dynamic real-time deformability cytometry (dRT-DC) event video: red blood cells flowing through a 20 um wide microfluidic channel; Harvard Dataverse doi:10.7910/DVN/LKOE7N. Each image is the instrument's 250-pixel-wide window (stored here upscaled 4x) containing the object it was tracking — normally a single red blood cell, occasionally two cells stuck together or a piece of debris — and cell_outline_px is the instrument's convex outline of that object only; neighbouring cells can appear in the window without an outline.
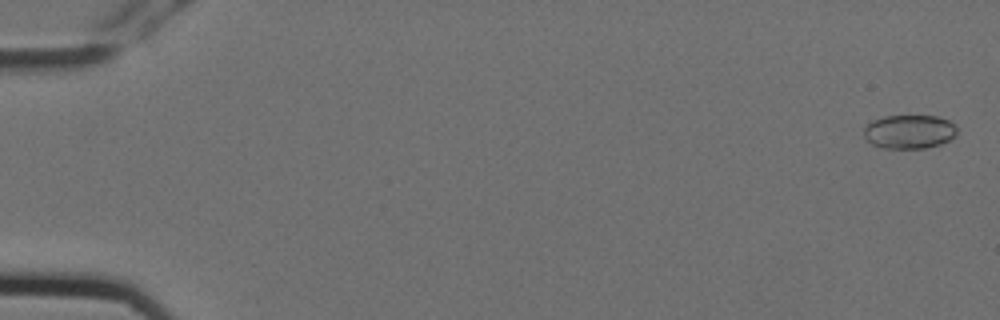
{"species": "Egyptian fruit bat (a non-hibernating species)", "species_latin": "Rousettus aegyptiacus", "temperature_condition": "cold", "stored_images_in_passage": 6, "camera_frame_rate_fps": 3000, "um_per_image_px": 0.085, "animal": {"sex": "female"}, "frame": {"image": 1, "passage_image": 1, "time_ms": 0.0, "image_size_px": [1000, 320], "cell_outline_px": [[956, 132], [948, 140], [940, 144], [924, 148], [884, 148], [872, 144], [864, 136], [864, 128], [872, 120], [884, 116], [936, 116], [948, 120], [956, 128]], "centroid_in_image_um": [77.25, 11.19], "position_along_channel_um": 7.8, "area_um2": 18.09}}
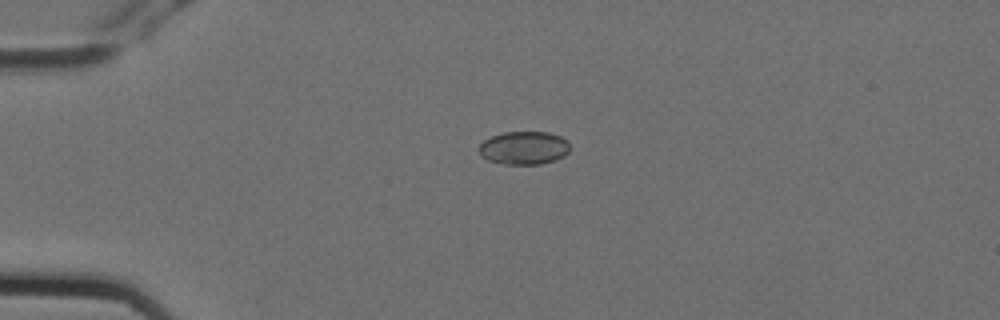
{"frame": {"image": 2, "passage_image": 4, "time_ms": 1.0, "image_size_px": [1000, 320], "cell_outline_px": [[568, 152], [564, 156], [556, 160], [540, 164], [504, 164], [488, 160], [480, 156], [480, 144], [484, 140], [492, 136], [504, 132], [548, 132], [560, 136], [568, 140]], "centroid_in_image_um": [44.54, 12.57], "position_along_channel_um": 40.5, "area_um2": 17.57}}
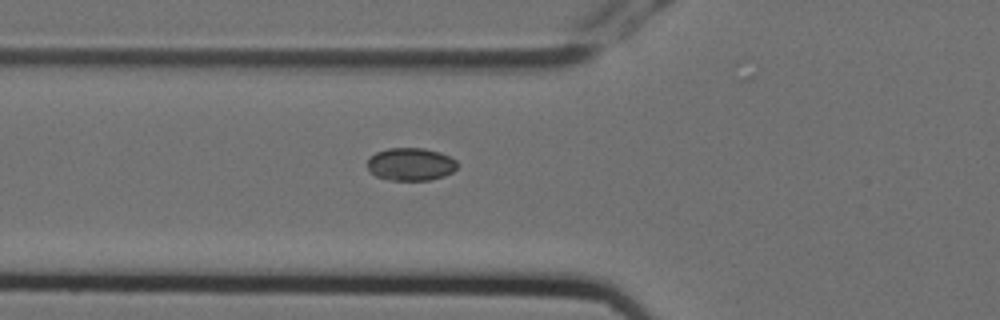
{"frame": {"image": 3, "passage_image": 6, "time_ms": 1.667, "image_size_px": [1000, 320], "cell_outline_px": [[456, 168], [452, 172], [444, 176], [428, 180], [388, 180], [376, 176], [368, 168], [368, 160], [376, 152], [388, 148], [424, 148], [440, 152], [456, 160]], "centroid_in_image_um": [34.91, 13.96], "position_along_channel_um": 90.9, "area_um2": 17.05}}